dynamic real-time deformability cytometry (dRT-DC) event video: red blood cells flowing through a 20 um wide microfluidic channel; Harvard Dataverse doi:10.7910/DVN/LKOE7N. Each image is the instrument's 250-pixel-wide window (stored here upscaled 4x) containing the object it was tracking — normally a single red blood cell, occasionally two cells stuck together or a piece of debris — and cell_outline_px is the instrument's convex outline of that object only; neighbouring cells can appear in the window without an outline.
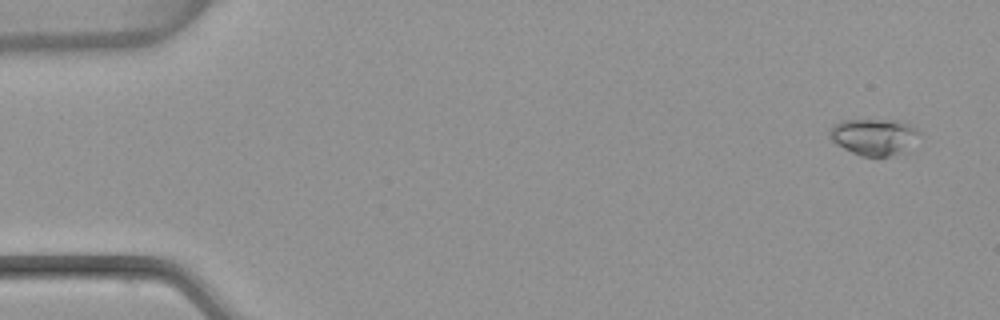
{"species": "common noctule bat (a hibernating species)", "species_latin": "Nyctalus noctula", "temperature_condition": "warm", "stored_images_in_passage": 51, "camera_frame_rate_fps": 3000, "um_per_image_px": 0.085, "animal": {"sex": "female", "body_mass_g": 22.7, "forearm_length_mm": 54.2}, "frame": {"image": 1, "passage_image": 1, "time_ms": 0.0, "image_size_px": [1000, 320], "cell_outline_px": [[920, 136], [900, 152], [892, 156], [860, 156], [836, 144], [828, 136], [828, 128], [832, 124], [840, 120], [900, 120], [916, 128], [920, 132]], "centroid_in_image_um": [74.22, 11.6], "position_along_channel_um": 10.8, "area_um2": 19.07}}
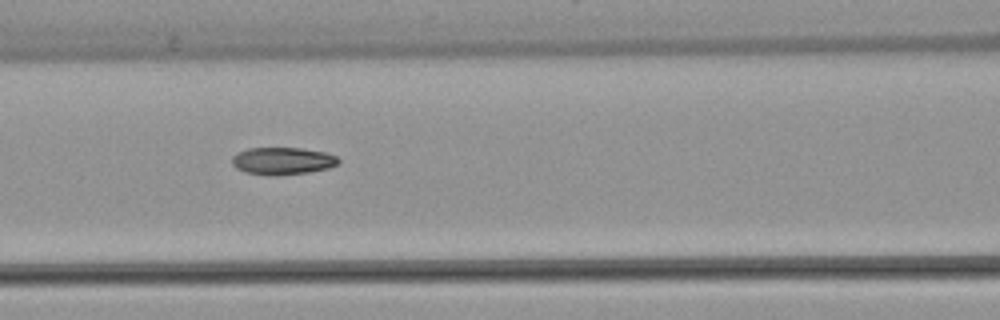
{"frame": {"image": 2, "passage_image": 21, "time_ms": 6.667, "image_size_px": [1000, 320], "cell_outline_px": [[340, 160], [336, 164], [328, 168], [308, 172], [280, 176], [268, 176], [244, 172], [236, 168], [232, 164], [232, 156], [236, 152], [248, 148], [300, 148], [324, 152], [336, 156]], "centroid_in_image_um": [23.96, 13.69], "position_along_channel_um": 142.6, "area_um2": 17.11}}
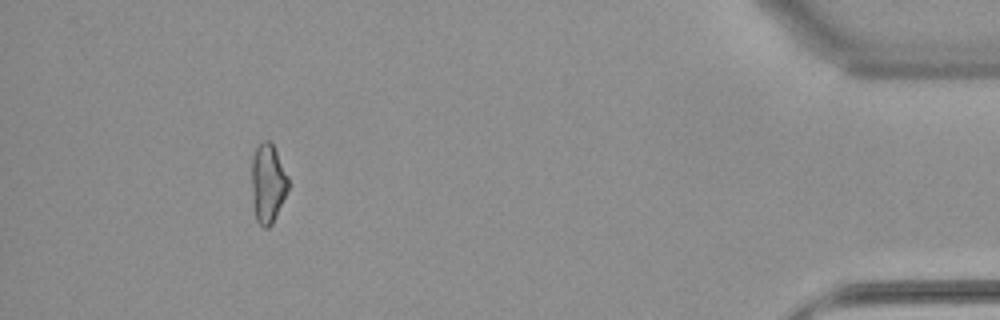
{"frame": {"image": 3, "passage_image": 47, "time_ms": 15.333, "image_size_px": [1000, 320], "cell_outline_px": [[288, 188], [272, 224], [268, 228], [264, 228], [256, 220], [252, 204], [252, 156], [256, 148], [264, 140], [268, 140], [272, 144], [288, 176]], "centroid_in_image_um": [22.74, 15.6], "position_along_channel_um": 412.5, "area_um2": 16.65}, "authors_computed_cell_mechanics": {"area_um2": 17.1088, "velocity_mm_per_s": 3.849, "shape_relaxation_time_tau1_ms": null, "shape_relaxation_time_tau2_ms": 4.1806, "deformation_change_tau1": null, "deformation_change_tau2": 0.1133}}